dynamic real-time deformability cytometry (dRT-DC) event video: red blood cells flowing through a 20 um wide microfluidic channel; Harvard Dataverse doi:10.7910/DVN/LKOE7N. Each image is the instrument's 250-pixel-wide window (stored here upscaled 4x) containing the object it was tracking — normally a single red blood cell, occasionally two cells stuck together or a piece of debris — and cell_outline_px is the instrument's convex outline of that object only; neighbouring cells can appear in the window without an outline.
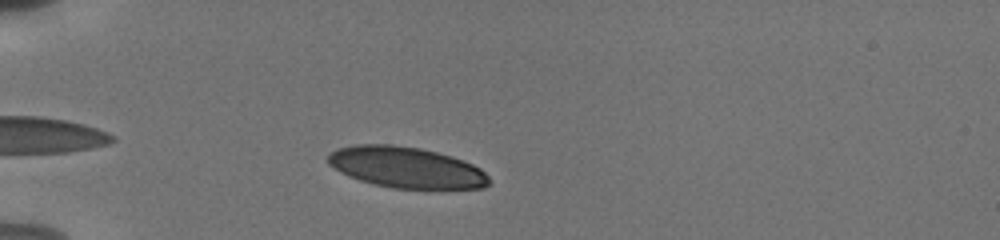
{"species": "human", "species_latin": "Homo sapiens", "temperature_condition": "cold", "stored_images_in_passage": 42, "camera_frame_rate_fps": 3000, "um_per_image_px": 0.085, "donor": {"sex": "male"}, "frame": {"image": 1, "passage_image": 4, "time_ms": 1.0, "image_size_px": [1000, 240], "cell_outline_px": [[488, 184], [484, 188], [392, 188], [372, 184], [348, 176], [340, 172], [328, 164], [328, 152], [340, 148], [356, 144], [392, 144], [420, 148], [452, 156], [464, 160], [480, 168], [488, 176]], "centroid_in_image_um": [34.49, 14.22], "position_along_channel_um": 50.5, "area_um2": 38.44}}
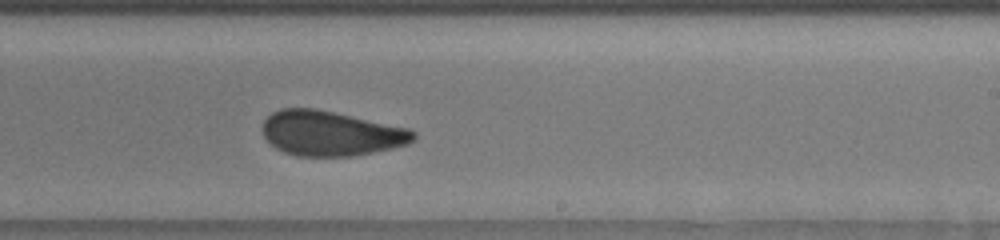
{"frame": {"image": 2, "passage_image": 23, "time_ms": 7.333, "image_size_px": [1000, 240], "cell_outline_px": [[416, 140], [408, 144], [392, 148], [352, 156], [296, 156], [284, 152], [276, 148], [264, 136], [264, 120], [272, 112], [280, 108], [316, 108], [408, 128], [416, 132]], "centroid_in_image_um": [28.13, 11.33], "position_along_channel_um": 260.9, "area_um2": 39.36}}
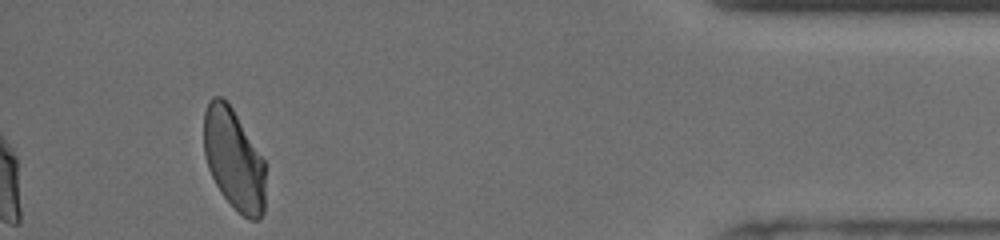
{"frame": {"image": 3, "passage_image": 39, "time_ms": 12.667, "image_size_px": [1000, 240], "cell_outline_px": [[264, 212], [260, 220], [248, 220], [224, 196], [216, 184], [208, 168], [204, 152], [204, 112], [208, 100], [212, 96], [220, 96], [232, 108], [264, 160]], "centroid_in_image_um": [19.86, 13.54], "position_along_channel_um": 415.3, "area_um2": 35.89}, "authors_computed_cell_mechanics": {"area_um2": 39.2173, "velocity_mm_per_s": 3.7861, "shape_relaxation_time_tau1_ms": 4.5609, "shape_relaxation_time_tau2_ms": 1.0885, "deformation_change_tau1": 0.1359, "deformation_change_tau2": 0.0754}}